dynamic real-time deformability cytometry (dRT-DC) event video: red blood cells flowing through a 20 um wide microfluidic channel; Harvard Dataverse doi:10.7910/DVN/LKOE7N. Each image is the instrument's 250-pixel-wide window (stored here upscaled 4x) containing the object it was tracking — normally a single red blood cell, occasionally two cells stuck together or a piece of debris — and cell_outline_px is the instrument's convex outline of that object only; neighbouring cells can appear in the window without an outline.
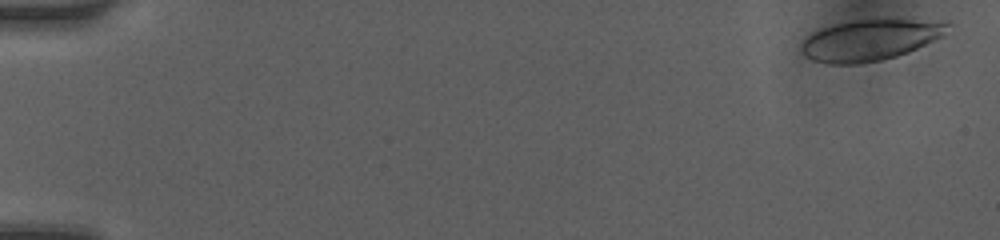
{"species": "human", "species_latin": "Homo sapiens", "temperature_condition": "room temperature", "stored_images_in_passage": 48, "camera_frame_rate_fps": 3000, "um_per_image_px": 0.085, "donor": {"sex": "female"}, "frame": {"image": 1, "passage_image": 1, "time_ms": 0.0, "image_size_px": [1000, 240], "cell_outline_px": [[952, 24], [944, 36], [908, 52], [896, 56], [880, 60], [860, 64], [828, 64], [812, 60], [804, 56], [800, 48], [804, 36], [820, 28], [836, 24], [856, 20], [952, 20]], "centroid_in_image_um": [73.97, 3.4], "position_along_channel_um": 11.0, "area_um2": 35.37}}
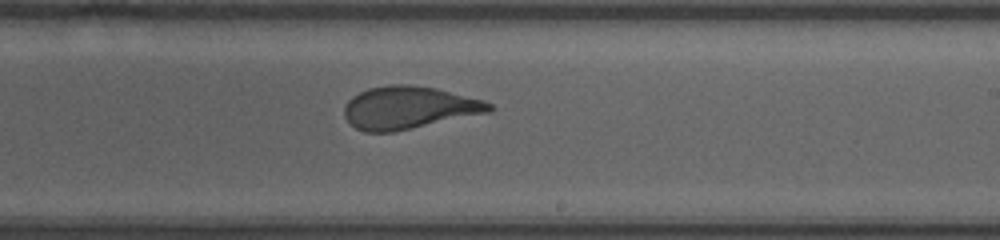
{"frame": {"image": 2, "passage_image": 30, "time_ms": 9.667, "image_size_px": [1000, 240], "cell_outline_px": [[492, 112], [392, 132], [364, 132], [356, 128], [344, 116], [344, 108], [348, 100], [352, 96], [368, 88], [392, 84], [408, 84], [436, 88], [484, 100], [492, 104]], "centroid_in_image_um": [34.76, 9.15], "position_along_channel_um": 254.2, "area_um2": 35.95}}
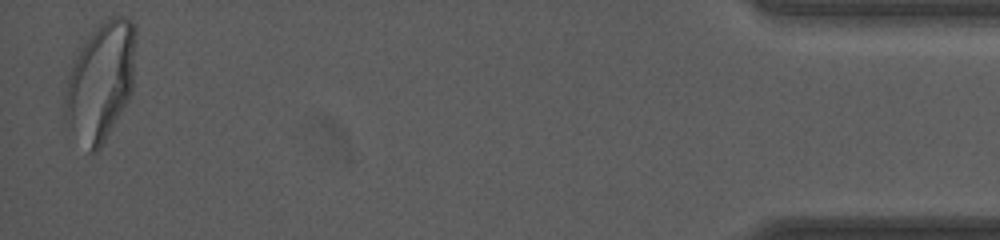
{"frame": {"image": 3, "passage_image": 48, "time_ms": 15.667, "image_size_px": [1000, 240], "cell_outline_px": [[136, 32], [132, 88], [120, 112], [100, 148], [96, 152], [88, 152], [64, 116], [64, 96], [68, 76], [80, 44], [96, 24], [112, 16], [124, 16], [132, 20], [136, 28]], "centroid_in_image_um": [8.54, 6.82], "position_along_channel_um": 426.7, "area_um2": 48.49}, "authors_computed_cell_mechanics": {"area_um2": 35.9805, "velocity_mm_per_s": 4.2041, "shape_relaxation_time_tau1_ms": 7.5412, "shape_relaxation_time_tau2_ms": 0.718, "deformation_change_tau1": 0.2602, "deformation_change_tau2": 0.077}}